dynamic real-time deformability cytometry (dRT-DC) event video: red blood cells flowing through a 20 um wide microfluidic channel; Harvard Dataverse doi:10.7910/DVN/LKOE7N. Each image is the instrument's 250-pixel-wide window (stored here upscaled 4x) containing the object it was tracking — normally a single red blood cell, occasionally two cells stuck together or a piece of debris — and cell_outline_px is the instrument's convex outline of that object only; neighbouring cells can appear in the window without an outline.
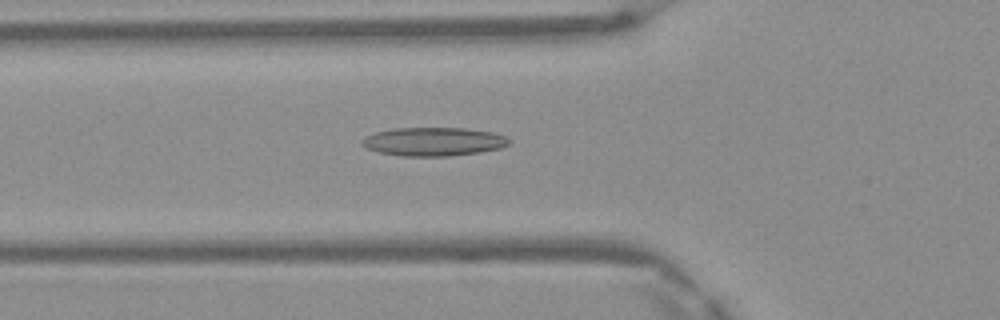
{"species": "Egyptian fruit bat (a non-hibernating species)", "species_latin": "Rousettus aegyptiacus", "temperature_condition": "warm", "stored_images_in_passage": 46, "camera_frame_rate_fps": 3000, "um_per_image_px": 0.085, "frame": {"image": 1, "passage_image": 17, "time_ms": 5.333, "image_size_px": [1000, 320], "cell_outline_px": [[512, 140], [508, 144], [500, 148], [480, 152], [448, 156], [400, 156], [380, 152], [368, 148], [360, 144], [360, 140], [364, 136], [376, 132], [392, 128], [464, 128], [492, 132], [504, 136]], "centroid_in_image_um": [36.82, 12.03], "position_along_channel_um": 89.0, "area_um2": 24.51}}
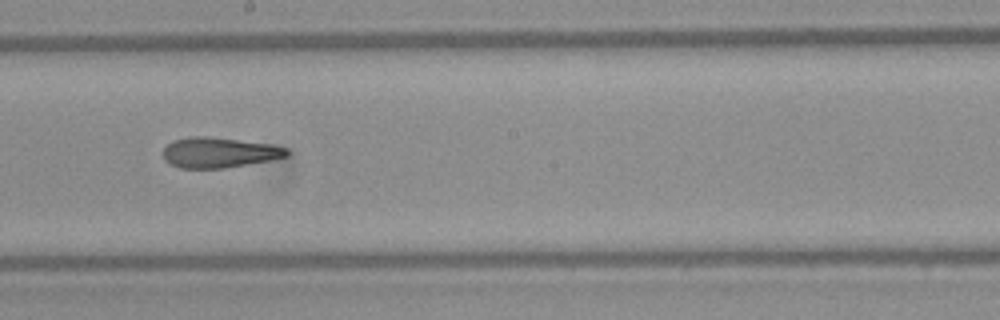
{"frame": {"image": 2, "passage_image": 27, "time_ms": 8.667, "image_size_px": [1000, 320], "cell_outline_px": [[292, 152], [288, 156], [268, 160], [224, 168], [180, 168], [164, 160], [164, 148], [172, 140], [192, 136], [204, 136], [268, 144], [288, 148]], "centroid_in_image_um": [18.62, 12.96], "position_along_channel_um": 229.6, "area_um2": 21.56}}
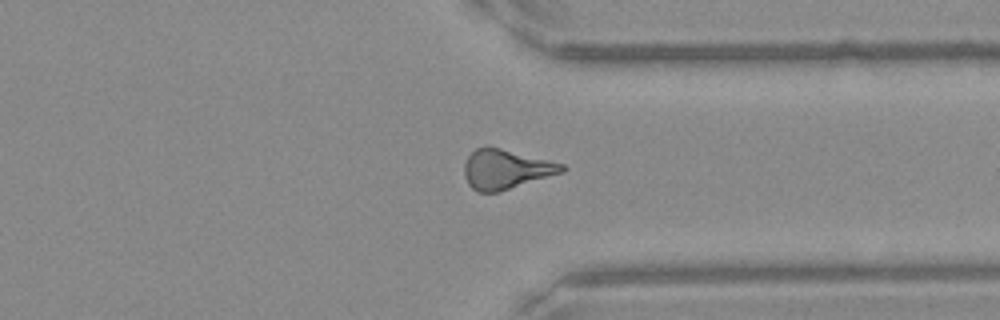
{"frame": {"image": 3, "passage_image": 37, "time_ms": 12.0, "image_size_px": [1000, 320], "cell_outline_px": [[568, 168], [564, 172], [500, 192], [480, 192], [472, 188], [468, 184], [464, 176], [464, 164], [468, 156], [476, 148], [488, 144], [564, 164]], "centroid_in_image_um": [43.0, 14.37], "position_along_channel_um": 368.4, "area_um2": 22.95}, "authors_computed_cell_mechanics": {"area_um2": 22.6287, "velocity_mm_per_s": 4.1968, "shape_relaxation_time_tau1_ms": null, "shape_relaxation_time_tau2_ms": 3.588, "deformation_change_tau1": null, "deformation_change_tau2": 0.1445}}